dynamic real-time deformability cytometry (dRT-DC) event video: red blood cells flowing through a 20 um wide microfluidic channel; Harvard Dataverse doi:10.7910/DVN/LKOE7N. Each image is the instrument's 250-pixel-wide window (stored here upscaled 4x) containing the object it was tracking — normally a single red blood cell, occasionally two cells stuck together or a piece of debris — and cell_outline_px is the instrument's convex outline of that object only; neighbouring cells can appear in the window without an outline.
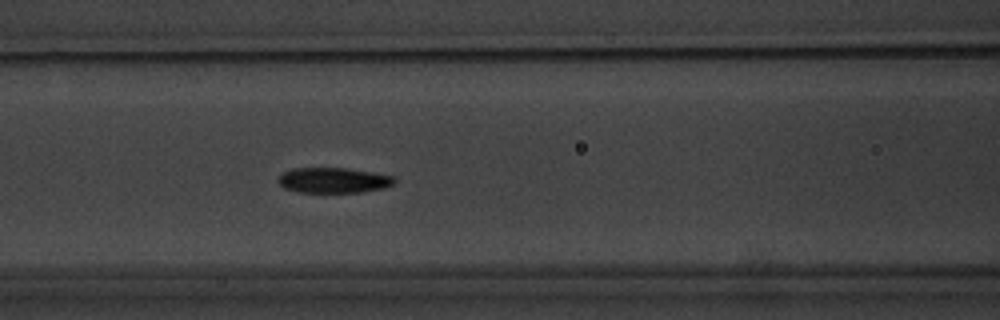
{"species": "common noctule bat (a hibernating species)", "species_latin": "Nyctalus noctula", "temperature_condition": "warm", "stored_images_in_passage": 6, "camera_frame_rate_fps": 3000, "um_per_image_px": 0.085, "animal": {"sex": "male", "body_mass_g": 20.1, "forearm_length_mm": 53.5}, "frame": {"image": 1, "passage_image": 6, "time_ms": 5.667, "image_size_px": [1000, 320], "cell_outline_px": [[396, 180], [392, 184], [384, 188], [360, 192], [300, 192], [284, 188], [276, 180], [284, 172], [292, 168], [348, 168], [396, 176]], "centroid_in_image_um": [28.36, 15.31], "position_along_channel_um": 138.2, "area_um2": 17.17}}